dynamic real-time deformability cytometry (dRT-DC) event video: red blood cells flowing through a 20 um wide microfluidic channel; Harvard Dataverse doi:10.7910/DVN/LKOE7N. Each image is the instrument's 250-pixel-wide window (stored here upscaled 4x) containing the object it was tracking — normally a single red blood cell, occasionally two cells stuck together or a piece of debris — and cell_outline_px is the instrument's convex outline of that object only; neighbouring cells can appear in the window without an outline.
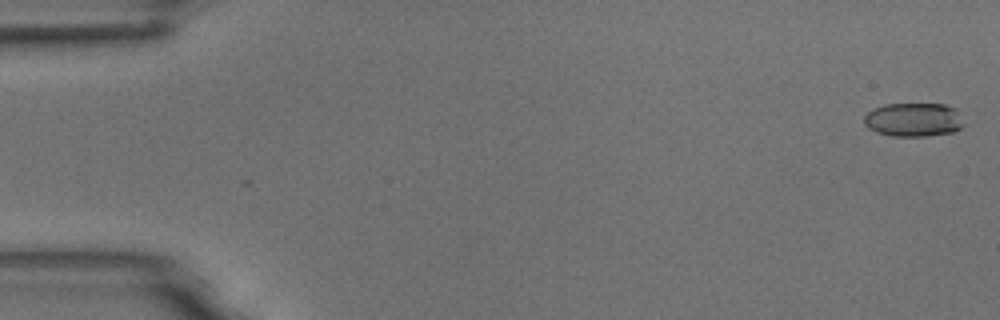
{"species": "common noctule bat (a hibernating species)", "species_latin": "Nyctalus noctula", "temperature_condition": "room temperature", "stored_images_in_passage": 3, "camera_frame_rate_fps": 3000, "um_per_image_px": 0.085, "animal": {"sex": "male", "body_mass_g": 18.8}, "frame": {"image": 1, "passage_image": 1, "time_ms": 0.0, "image_size_px": [1000, 320], "cell_outline_px": [[964, 124], [960, 128], [952, 132], [924, 136], [892, 136], [876, 132], [868, 128], [864, 124], [864, 116], [868, 112], [884, 104], [944, 104], [956, 108]], "centroid_in_image_um": [77.64, 10.17], "position_along_channel_um": 7.4, "area_um2": 19.59}}